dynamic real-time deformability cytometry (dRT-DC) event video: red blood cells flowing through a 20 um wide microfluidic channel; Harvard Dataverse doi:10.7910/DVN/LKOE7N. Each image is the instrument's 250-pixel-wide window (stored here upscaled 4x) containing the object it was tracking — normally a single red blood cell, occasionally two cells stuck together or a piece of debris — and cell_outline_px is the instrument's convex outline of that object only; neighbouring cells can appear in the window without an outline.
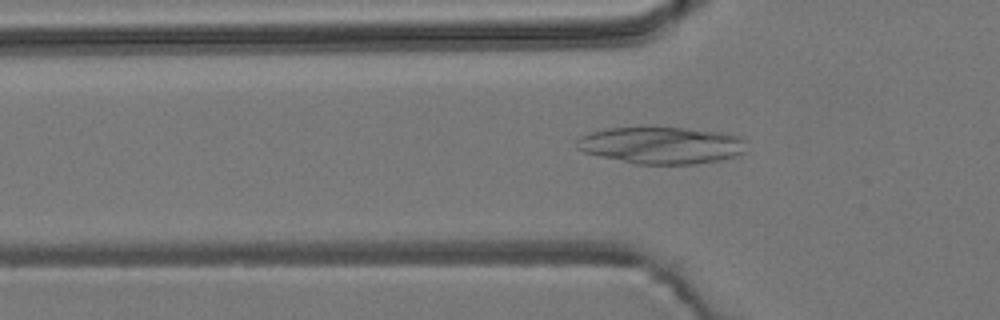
{"species": "common noctule bat (a hibernating species)", "species_latin": "Nyctalus noctula", "temperature_condition": "room temperature", "stored_images_in_passage": 53, "camera_frame_rate_fps": 3000, "um_per_image_px": 0.085, "animal": {"sex": "male", "body_mass_g": 19.2, "forearm_length_mm": 51.8}, "frame": {"image": 1, "passage_image": 17, "time_ms": 5.333, "image_size_px": [1000, 320], "cell_outline_px": [[744, 152], [736, 156], [720, 160], [696, 164], [636, 164], [600, 156], [584, 152], [576, 148], [576, 140], [580, 136], [592, 132], [608, 128], [684, 128], [724, 132], [740, 136], [744, 140]], "centroid_in_image_um": [56.23, 12.35], "position_along_channel_um": 69.6, "area_um2": 36.47}}
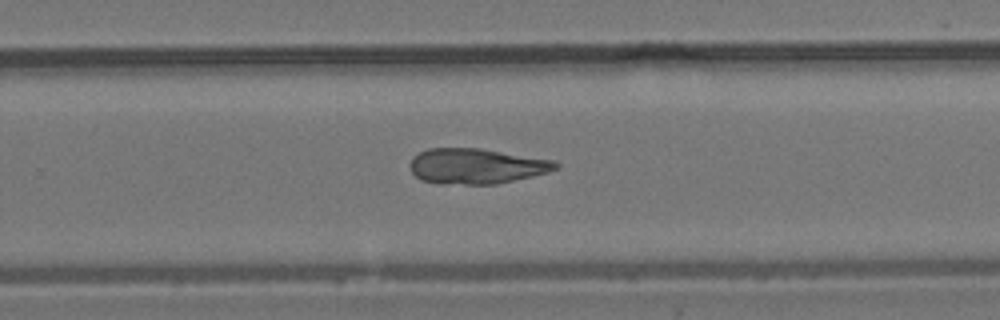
{"frame": {"image": 2, "passage_image": 34, "time_ms": 11.0, "image_size_px": [1000, 320], "cell_outline_px": [[560, 164], [556, 168], [548, 172], [532, 176], [496, 184], [440, 184], [420, 180], [412, 172], [408, 164], [412, 156], [428, 148], [480, 148], [552, 160]], "centroid_in_image_um": [40.42, 14.12], "position_along_channel_um": 289.4, "area_um2": 30.06}}
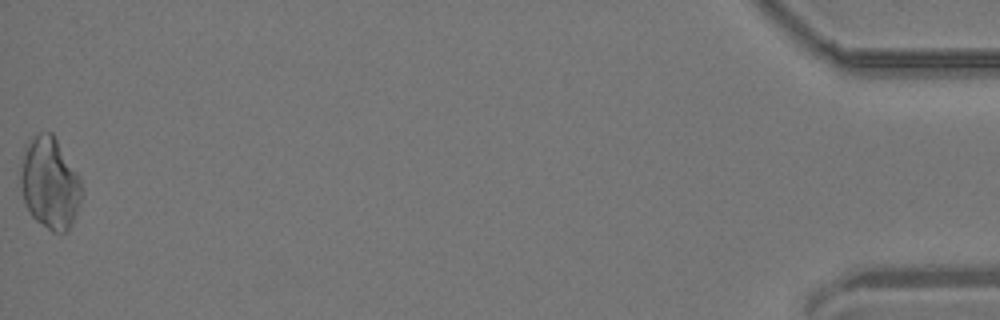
{"frame": {"image": 3, "passage_image": 53, "time_ms": 17.333, "image_size_px": [1000, 320], "cell_outline_px": [[84, 192], [76, 216], [68, 228], [64, 232], [52, 232], [36, 220], [32, 216], [24, 200], [20, 188], [20, 172], [24, 148], [32, 136], [40, 132], [52, 132], [76, 172], [80, 180]], "centroid_in_image_um": [4.23, 15.57], "position_along_channel_um": 431.0, "area_um2": 32.6}}